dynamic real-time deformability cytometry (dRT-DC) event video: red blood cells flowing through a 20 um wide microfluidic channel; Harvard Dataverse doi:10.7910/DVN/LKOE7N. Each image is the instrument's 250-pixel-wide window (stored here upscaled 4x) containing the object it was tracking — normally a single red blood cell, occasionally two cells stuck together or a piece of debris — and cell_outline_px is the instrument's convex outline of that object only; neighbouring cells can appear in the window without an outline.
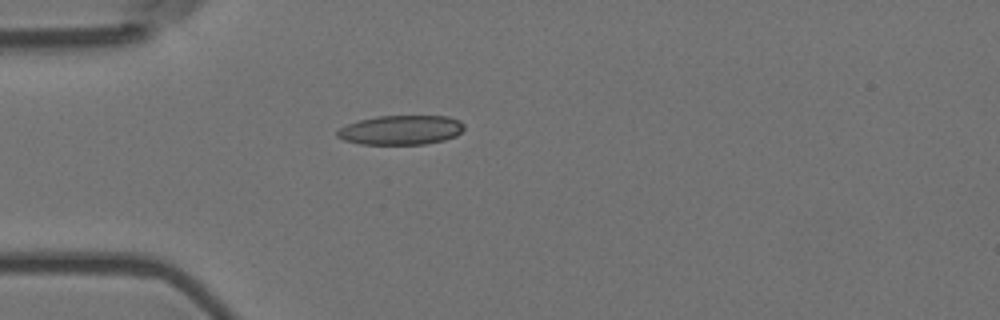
{"species": "Egyptian fruit bat (a non-hibernating species)", "species_latin": "Rousettus aegyptiacus", "temperature_condition": "room temperature", "stored_images_in_passage": 2, "camera_frame_rate_fps": 3000, "um_per_image_px": 0.085, "animal": {"sex": "female"}, "frame": {"image": 1, "passage_image": 1, "time_ms": 0.0, "image_size_px": [1000, 320], "cell_outline_px": [[464, 128], [456, 136], [444, 140], [424, 144], [360, 144], [344, 140], [336, 136], [336, 132], [340, 128], [348, 124], [360, 120], [376, 116], [448, 116], [460, 120], [464, 124]], "centroid_in_image_um": [34.09, 11.05], "position_along_channel_um": 50.9, "area_um2": 21.73}}